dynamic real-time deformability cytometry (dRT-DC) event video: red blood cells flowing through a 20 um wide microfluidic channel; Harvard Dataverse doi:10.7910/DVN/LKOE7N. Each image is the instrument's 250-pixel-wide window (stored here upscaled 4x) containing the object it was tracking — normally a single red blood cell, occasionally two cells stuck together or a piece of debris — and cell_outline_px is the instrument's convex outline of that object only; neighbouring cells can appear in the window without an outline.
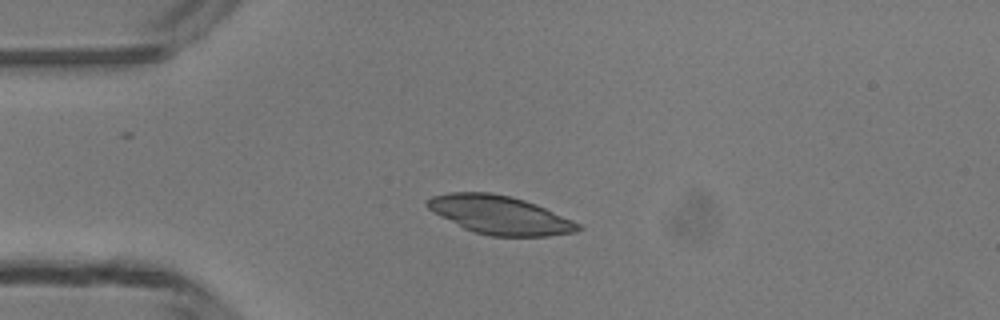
{"species": "common noctule bat (a hibernating species)", "species_latin": "Nyctalus noctula", "temperature_condition": "room temperature", "stored_images_in_passage": 4, "camera_frame_rate_fps": 3000, "um_per_image_px": 0.085, "animal": {"sex": "male", "body_mass_g": 13.3}, "frame": {"image": 1, "passage_image": 3, "time_ms": 2.333, "image_size_px": [1000, 320], "cell_outline_px": [[584, 228], [576, 232], [548, 236], [492, 236], [476, 232], [464, 228], [432, 212], [424, 204], [424, 200], [432, 196], [448, 192], [488, 192], [508, 196], [524, 200], [536, 204], [572, 220], [580, 224]], "centroid_in_image_um": [42.46, 18.27], "position_along_channel_um": 42.5, "area_um2": 33.7}}